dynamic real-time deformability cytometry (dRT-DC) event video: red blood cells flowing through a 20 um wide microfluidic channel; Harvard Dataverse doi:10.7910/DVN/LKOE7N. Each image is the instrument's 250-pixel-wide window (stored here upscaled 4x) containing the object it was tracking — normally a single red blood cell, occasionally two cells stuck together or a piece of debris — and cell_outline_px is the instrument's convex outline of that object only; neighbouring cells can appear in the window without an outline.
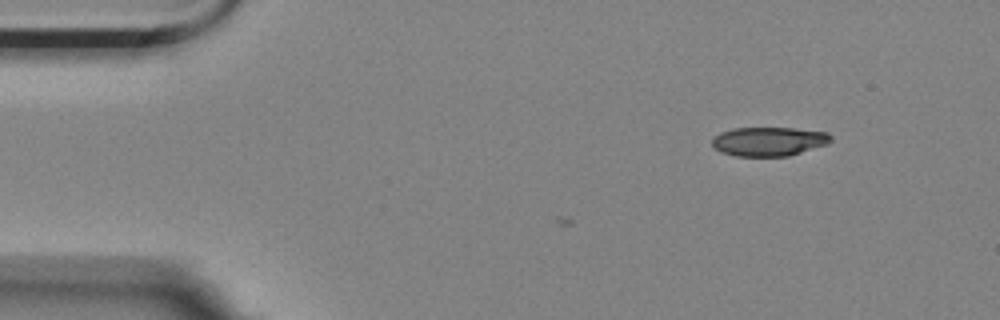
{"species": "Egyptian fruit bat (a non-hibernating species)", "species_latin": "Rousettus aegyptiacus", "temperature_condition": "room temperature", "stored_images_in_passage": 3, "camera_frame_rate_fps": 3000, "um_per_image_px": 0.085, "animal": {"sex": "female"}, "frame": {"image": 1, "passage_image": 3, "time_ms": 0.667, "image_size_px": [1000, 320], "cell_outline_px": [[832, 140], [828, 144], [788, 156], [736, 156], [720, 152], [712, 144], [712, 136], [720, 132], [732, 128], [792, 128], [828, 132], [832, 136]], "centroid_in_image_um": [65.34, 12.01], "position_along_channel_um": 19.7, "area_um2": 20.23}}